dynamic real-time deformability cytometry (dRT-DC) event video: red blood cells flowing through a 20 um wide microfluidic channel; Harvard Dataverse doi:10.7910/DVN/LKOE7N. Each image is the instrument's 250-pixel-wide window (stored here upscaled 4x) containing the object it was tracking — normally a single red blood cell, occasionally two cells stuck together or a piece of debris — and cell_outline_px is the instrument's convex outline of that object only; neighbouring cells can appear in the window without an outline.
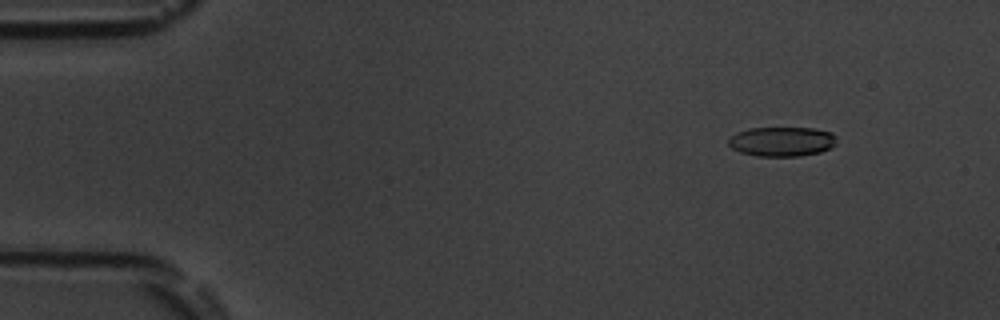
{"species": "common noctule bat (a hibernating species)", "species_latin": "Nyctalus noctula", "temperature_condition": "room temperature", "stored_images_in_passage": 51, "camera_frame_rate_fps": 3000, "um_per_image_px": 0.085, "animal": {"sex": "male", "body_mass_g": 19.5, "forearm_length_mm": 54.6}, "frame": {"image": 1, "passage_image": 7, "time_ms": 2.0, "image_size_px": [1000, 320], "cell_outline_px": [[836, 144], [832, 148], [820, 152], [800, 156], [756, 156], [740, 152], [732, 148], [728, 144], [728, 140], [736, 132], [748, 128], [816, 128], [832, 132], [836, 136]], "centroid_in_image_um": [66.49, 12.03], "position_along_channel_um": 18.5, "area_um2": 18.84}}
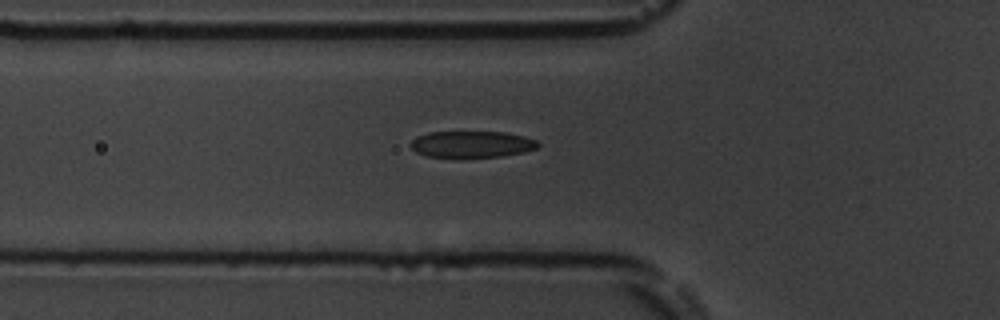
{"frame": {"image": 2, "passage_image": 20, "time_ms": 6.333, "image_size_px": [1000, 320], "cell_outline_px": [[540, 144], [536, 148], [524, 152], [500, 156], [428, 156], [416, 152], [408, 144], [416, 136], [428, 132], [504, 132], [524, 136], [536, 140]], "centroid_in_image_um": [40.09, 12.24], "position_along_channel_um": 85.7, "area_um2": 19.36}}
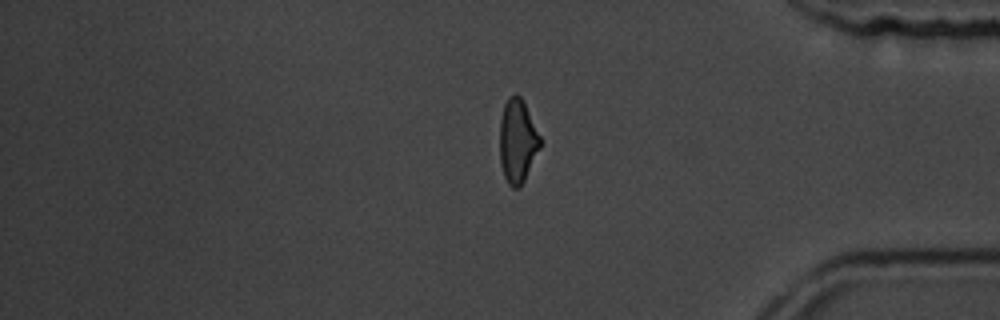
{"frame": {"image": 3, "passage_image": 46, "time_ms": 15.0, "image_size_px": [1000, 320], "cell_outline_px": [[540, 148], [520, 188], [512, 188], [508, 184], [504, 176], [500, 164], [500, 120], [504, 104], [508, 96], [516, 92], [520, 96], [540, 136]], "centroid_in_image_um": [43.96, 12.0], "position_along_channel_um": 391.2, "area_um2": 19.59}, "authors_computed_cell_mechanics": {"area_um2": 20.23, "velocity_mm_per_s": 3.7755, "shape_relaxation_time_tau1_ms": 3.1364, "shape_relaxation_time_tau2_ms": 1.6311, "deformation_change_tau1": 0.1501, "deformation_change_tau2": 0.0992}}